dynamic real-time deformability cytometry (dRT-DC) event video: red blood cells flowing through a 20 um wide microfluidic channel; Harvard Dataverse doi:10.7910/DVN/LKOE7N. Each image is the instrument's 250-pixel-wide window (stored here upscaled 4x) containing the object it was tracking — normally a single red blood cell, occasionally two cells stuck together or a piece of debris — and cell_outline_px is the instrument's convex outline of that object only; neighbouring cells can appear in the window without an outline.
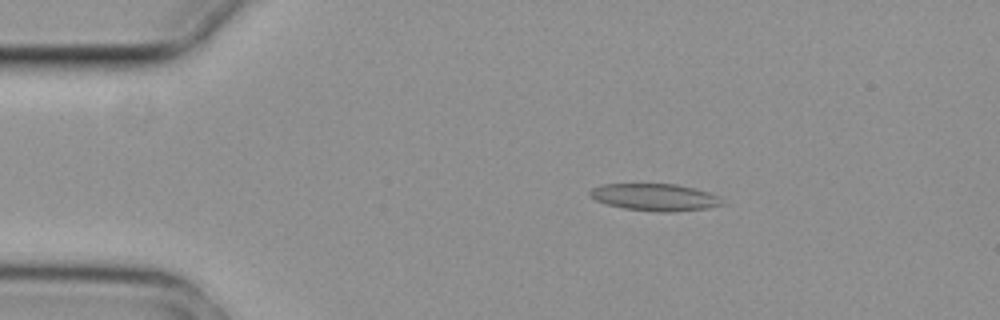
{"species": "common noctule bat (a hibernating species)", "species_latin": "Nyctalus noctula", "temperature_condition": "cold", "stored_images_in_passage": 6, "camera_frame_rate_fps": 3000, "um_per_image_px": 0.085, "animal": {"sex": "female", "body_mass_g": 29.2, "forearm_length_mm": 56.3}, "frame": {"image": 1, "passage_image": 3, "time_ms": 0.667, "image_size_px": [1000, 320], "cell_outline_px": [[724, 204], [708, 208], [672, 212], [656, 212], [624, 208], [608, 204], [596, 200], [588, 196], [588, 192], [592, 188], [604, 184], [676, 184], [708, 192], [720, 196], [724, 200]], "centroid_in_image_um": [55.68, 16.77], "position_along_channel_um": 29.3, "area_um2": 20.92}}
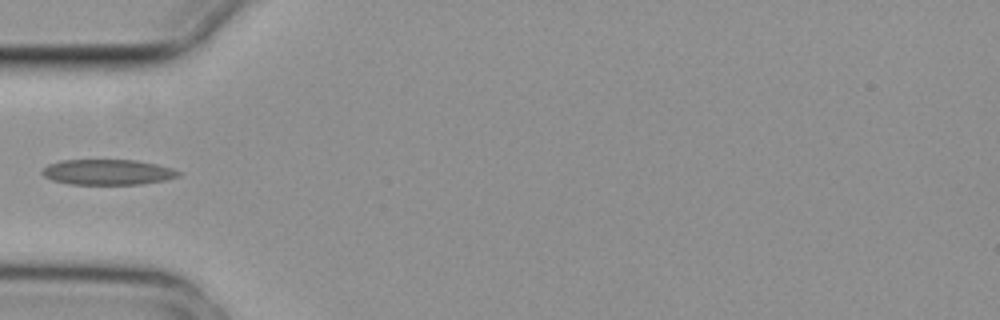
{"frame": {"image": 2, "passage_image": 5, "time_ms": 1.333, "image_size_px": [1000, 320], "cell_outline_px": [[184, 172], [180, 176], [164, 180], [140, 184], [68, 184], [52, 180], [44, 176], [40, 172], [48, 164], [60, 160], [136, 160], [156, 164], [172, 168]], "centroid_in_image_um": [9.16, 14.63], "position_along_channel_um": 75.8, "area_um2": 20.29}}
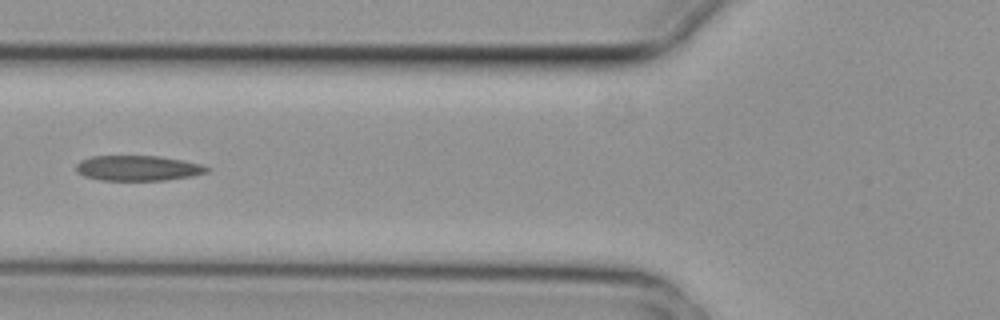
{"frame": {"image": 3, "passage_image": 6, "time_ms": 1.667, "image_size_px": [1000, 320], "cell_outline_px": [[212, 168], [208, 172], [192, 176], [164, 180], [100, 180], [84, 176], [76, 172], [76, 164], [80, 160], [92, 156], [160, 156], [184, 160], [200, 164]], "centroid_in_image_um": [11.73, 14.29], "position_along_channel_um": 114.1, "area_um2": 19.36}}